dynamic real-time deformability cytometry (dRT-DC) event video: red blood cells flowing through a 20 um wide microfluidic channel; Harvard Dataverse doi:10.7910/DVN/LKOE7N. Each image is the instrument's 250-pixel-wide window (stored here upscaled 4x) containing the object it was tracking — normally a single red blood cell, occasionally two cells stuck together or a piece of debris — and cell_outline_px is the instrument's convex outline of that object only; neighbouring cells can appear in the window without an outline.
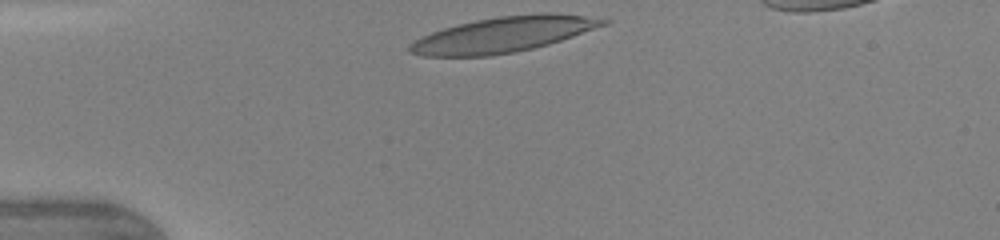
{"species": "human", "species_latin": "Homo sapiens", "temperature_condition": "warm", "stored_images_in_passage": 27, "camera_frame_rate_fps": 3000, "um_per_image_px": 0.085, "donor": {"sex": "female"}, "frame": {"image": 1, "passage_image": 1, "time_ms": 0.0, "image_size_px": [1000, 240], "cell_outline_px": [[612, 20], [608, 24], [548, 44], [516, 52], [492, 56], [420, 56], [408, 52], [408, 44], [420, 36], [444, 28], [476, 20], [500, 16], [552, 12], [608, 16]], "centroid_in_image_um": [42.87, 2.92], "position_along_channel_um": 42.1, "area_um2": 40.52}}
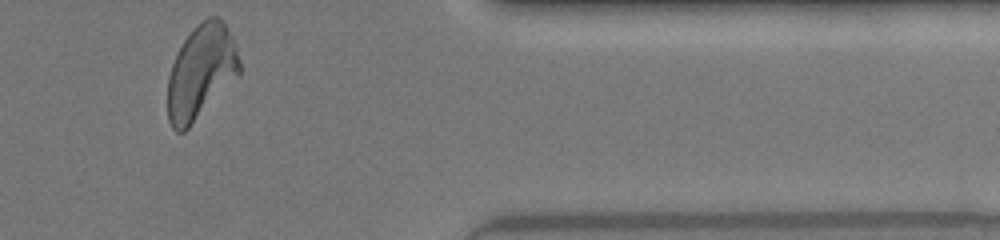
{"frame": {"image": 2, "passage_image": 27, "time_ms": 9.333, "image_size_px": [1000, 240], "cell_outline_px": [[240, 72], [188, 128], [184, 132], [176, 132], [172, 128], [168, 120], [168, 76], [172, 64], [184, 40], [192, 28], [208, 16], [216, 16], [224, 20], [232, 36], [240, 60]], "centroid_in_image_um": [17.07, 6.08], "position_along_channel_um": 394.3, "area_um2": 38.9}, "authors_computed_cell_mechanics": {"area_um2": 39.3618, "velocity_mm_per_s": 4.3252, "shape_relaxation_time_tau1_ms": 4.5257, "shape_relaxation_time_tau2_ms": 1.6786, "deformation_change_tau1": 0.2054, "deformation_change_tau2": 0.1324}}